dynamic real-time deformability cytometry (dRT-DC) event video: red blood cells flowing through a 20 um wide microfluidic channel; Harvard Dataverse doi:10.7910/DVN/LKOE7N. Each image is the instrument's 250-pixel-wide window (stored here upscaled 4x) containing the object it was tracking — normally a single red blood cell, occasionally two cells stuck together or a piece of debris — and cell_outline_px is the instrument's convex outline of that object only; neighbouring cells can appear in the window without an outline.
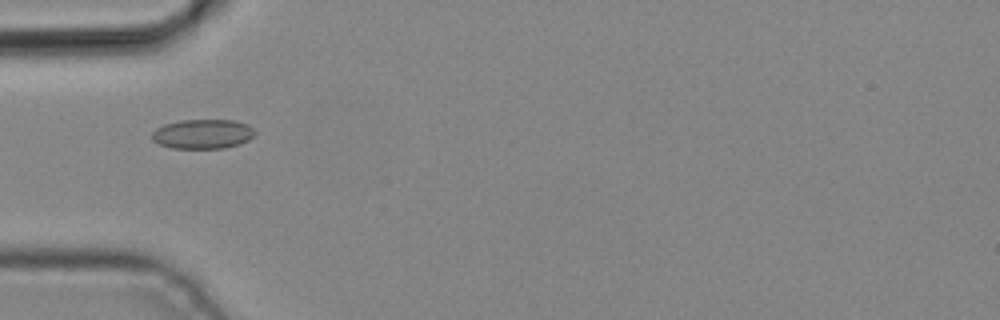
{"species": "common noctule bat (a hibernating species)", "species_latin": "Nyctalus noctula", "temperature_condition": "cold", "stored_images_in_passage": 1, "camera_frame_rate_fps": 3000, "um_per_image_px": 0.085, "animal": {"sex": "male", "body_mass_g": 19.2, "forearm_length_mm": 51.8}, "frame": {"image": 1, "passage_image": 1, "time_ms": 0.0, "image_size_px": [1000, 320], "cell_outline_px": [[256, 132], [248, 140], [240, 144], [224, 148], [172, 148], [160, 144], [152, 140], [152, 132], [156, 128], [164, 124], [180, 120], [232, 120], [248, 124]], "centroid_in_image_um": [17.22, 11.38], "position_along_channel_um": 67.8, "area_um2": 17.69}}